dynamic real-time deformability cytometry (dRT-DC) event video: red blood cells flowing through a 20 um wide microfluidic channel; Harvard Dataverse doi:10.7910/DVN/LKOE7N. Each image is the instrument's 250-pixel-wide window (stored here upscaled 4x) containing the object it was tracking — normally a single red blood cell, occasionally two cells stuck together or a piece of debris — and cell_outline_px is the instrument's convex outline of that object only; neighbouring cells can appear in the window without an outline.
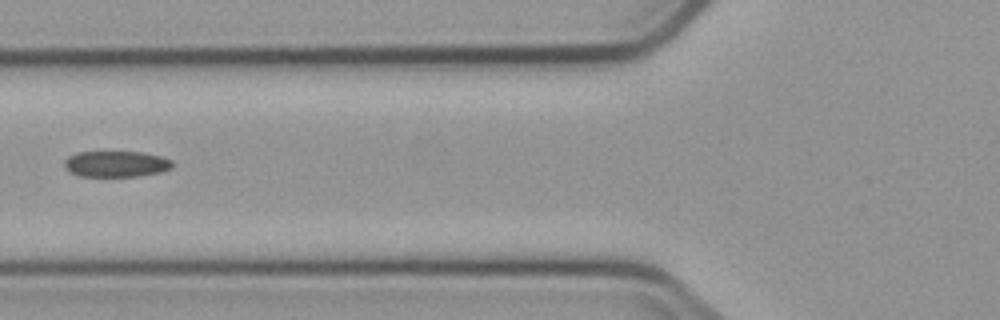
{"species": "common noctule bat (a hibernating species)", "species_latin": "Nyctalus noctula", "temperature_condition": "cold", "stored_images_in_passage": 2, "camera_frame_rate_fps": 3000, "um_per_image_px": 0.085, "animal": {"sex": "male", "body_mass_g": 23.1, "forearm_length_mm": 52.7}, "frame": {"image": 1, "passage_image": 2, "time_ms": 1.0, "image_size_px": [1000, 320], "cell_outline_px": [[172, 168], [160, 172], [136, 176], [80, 176], [64, 168], [64, 160], [68, 156], [76, 152], [144, 152], [160, 156], [172, 160]], "centroid_in_image_um": [9.85, 13.93], "position_along_channel_um": 115.9, "area_um2": 16.36}}